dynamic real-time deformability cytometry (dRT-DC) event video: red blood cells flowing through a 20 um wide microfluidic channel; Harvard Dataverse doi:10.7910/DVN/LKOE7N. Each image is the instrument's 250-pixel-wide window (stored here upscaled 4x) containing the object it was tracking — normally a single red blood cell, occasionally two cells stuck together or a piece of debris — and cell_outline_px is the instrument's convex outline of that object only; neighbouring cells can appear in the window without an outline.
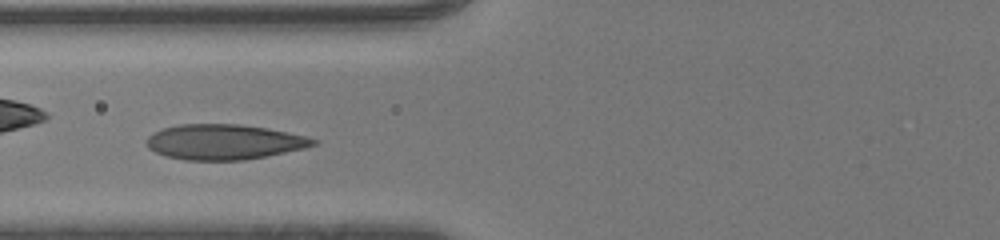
{"species": "human", "species_latin": "Homo sapiens", "temperature_condition": "room temperature", "stored_images_in_passage": 36, "camera_frame_rate_fps": 3000, "um_per_image_px": 0.085, "donor": {"sex": "male"}, "frame": {"image": 1, "passage_image": 10, "time_ms": 3.0, "image_size_px": [1000, 240], "cell_outline_px": [[320, 140], [316, 144], [304, 148], [244, 160], [184, 160], [168, 156], [156, 152], [148, 148], [148, 136], [164, 128], [180, 124], [240, 124], [268, 128], [308, 136]], "centroid_in_image_um": [19.09, 12.06], "position_along_channel_um": 106.7, "area_um2": 33.99}}
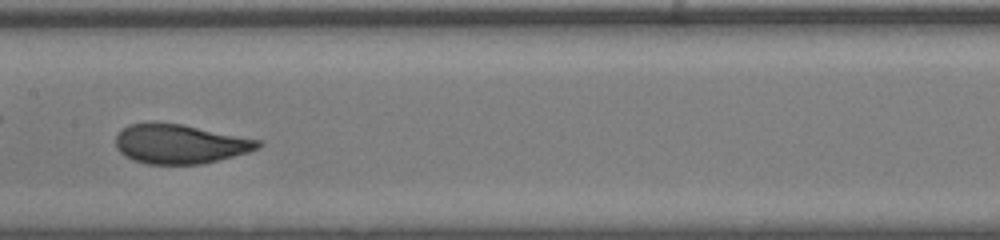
{"frame": {"image": 2, "passage_image": 16, "time_ms": 5.0, "image_size_px": [1000, 240], "cell_outline_px": [[264, 144], [260, 148], [248, 152], [200, 164], [148, 164], [132, 160], [124, 156], [116, 148], [116, 136], [128, 124], [152, 120], [180, 124], [260, 140]], "centroid_in_image_um": [15.24, 12.22], "position_along_channel_um": 192.2, "area_um2": 32.77}}
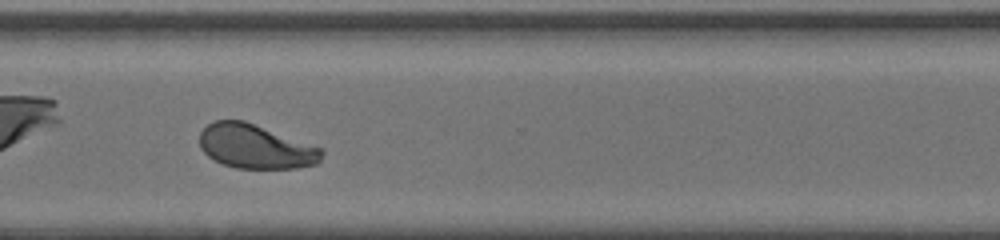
{"frame": {"image": 3, "passage_image": 27, "time_ms": 8.667, "image_size_px": [1000, 240], "cell_outline_px": [[324, 152], [320, 160], [316, 164], [296, 168], [236, 168], [224, 164], [208, 156], [200, 148], [200, 132], [208, 124], [216, 120], [244, 120], [324, 148]], "centroid_in_image_um": [21.75, 12.45], "position_along_channel_um": 348.9, "area_um2": 31.5}, "authors_computed_cell_mechanics": {"area_um2": 32.5125, "velocity_mm_per_s": 4.2714, "shape_relaxation_time_tau1_ms": 4.1362, "shape_relaxation_time_tau2_ms": null, "deformation_change_tau1": 0.1858, "deformation_change_tau2": null}}